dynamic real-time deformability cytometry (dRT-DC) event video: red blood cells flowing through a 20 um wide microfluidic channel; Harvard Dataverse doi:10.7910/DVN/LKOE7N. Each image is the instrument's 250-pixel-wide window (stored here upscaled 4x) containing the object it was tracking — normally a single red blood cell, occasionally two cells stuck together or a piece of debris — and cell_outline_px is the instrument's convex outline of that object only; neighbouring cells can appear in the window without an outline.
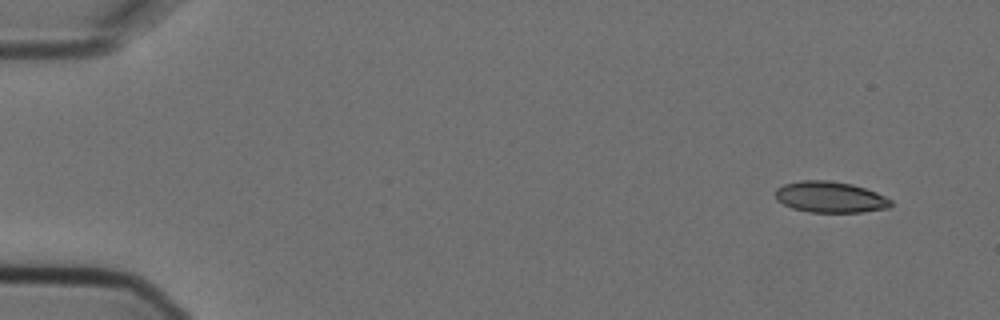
{"species": "Egyptian fruit bat (a non-hibernating species)", "species_latin": "Rousettus aegyptiacus", "temperature_condition": "cold", "stored_images_in_passage": 5, "camera_frame_rate_fps": 3000, "um_per_image_px": 0.085, "animal": {"sex": "female"}, "frame": {"image": 1, "passage_image": 1, "time_ms": 0.0, "image_size_px": [1000, 320], "cell_outline_px": [[892, 204], [888, 208], [860, 212], [808, 212], [792, 208], [776, 200], [776, 188], [784, 184], [800, 180], [828, 180], [852, 184], [876, 192], [892, 200]], "centroid_in_image_um": [70.55, 16.75], "position_along_channel_um": 14.5, "area_um2": 20.92}}
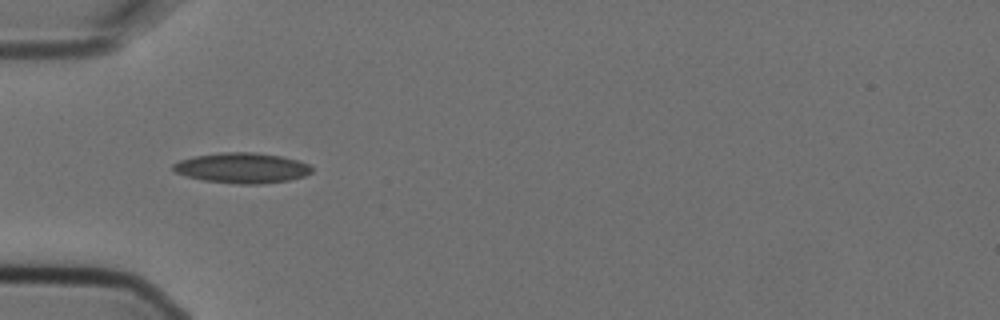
{"frame": {"image": 2, "passage_image": 4, "time_ms": 1.0, "image_size_px": [1000, 320], "cell_outline_px": [[312, 172], [304, 176], [288, 180], [260, 184], [240, 184], [204, 180], [188, 176], [176, 172], [172, 168], [172, 164], [180, 160], [192, 156], [220, 152], [252, 152], [280, 156], [296, 160], [308, 164], [312, 168]], "centroid_in_image_um": [20.55, 14.27], "position_along_channel_um": 64.4, "area_um2": 24.33}}
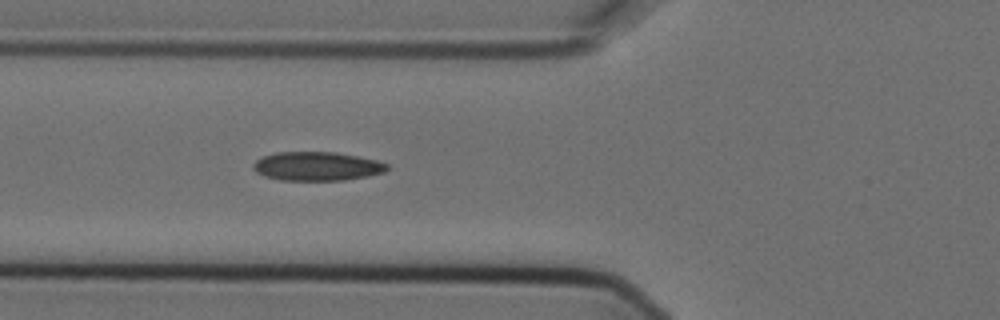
{"frame": {"image": 3, "passage_image": 5, "time_ms": 1.333, "image_size_px": [1000, 320], "cell_outline_px": [[388, 168], [384, 172], [368, 176], [344, 180], [280, 180], [264, 176], [256, 172], [252, 168], [252, 164], [260, 156], [276, 152], [336, 152], [376, 160], [388, 164]], "centroid_in_image_um": [26.89, 14.13], "position_along_channel_um": 98.9, "area_um2": 22.6}}